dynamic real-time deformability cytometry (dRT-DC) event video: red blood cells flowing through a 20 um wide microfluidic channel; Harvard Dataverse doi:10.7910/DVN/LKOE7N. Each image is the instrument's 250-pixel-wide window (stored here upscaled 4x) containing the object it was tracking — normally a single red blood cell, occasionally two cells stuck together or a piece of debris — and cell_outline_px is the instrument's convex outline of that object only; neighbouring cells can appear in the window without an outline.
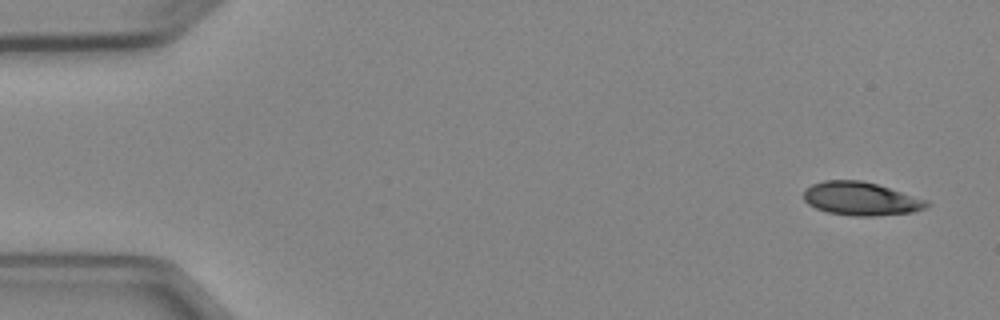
{"species": "Egyptian fruit bat (a non-hibernating species)", "species_latin": "Rousettus aegyptiacus", "temperature_condition": "cold", "stored_images_in_passage": 5, "camera_frame_rate_fps": 3000, "um_per_image_px": 0.085, "animal": {"sex": "female"}, "frame": {"image": 1, "passage_image": 1, "time_ms": 0.0, "image_size_px": [1000, 320], "cell_outline_px": [[932, 204], [924, 208], [912, 212], [872, 216], [852, 216], [828, 212], [816, 208], [808, 204], [804, 200], [804, 188], [812, 184], [824, 180], [860, 180], [876, 184], [928, 200]], "centroid_in_image_um": [73.16, 16.89], "position_along_channel_um": 11.8, "area_um2": 23.87}}
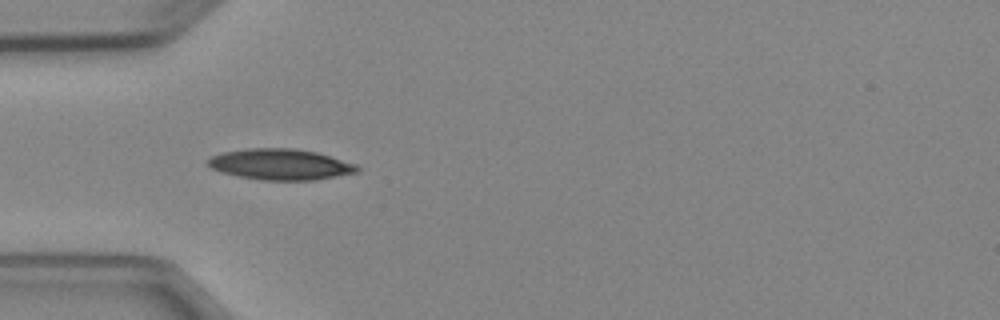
{"frame": {"image": 2, "passage_image": 4, "time_ms": 4.333, "image_size_px": [1000, 320], "cell_outline_px": [[360, 168], [356, 172], [316, 180], [264, 180], [240, 176], [220, 172], [212, 168], [208, 164], [208, 160], [212, 156], [224, 152], [248, 148], [296, 148], [316, 152], [356, 164]], "centroid_in_image_um": [23.84, 13.97], "position_along_channel_um": 61.2, "area_um2": 26.65}}
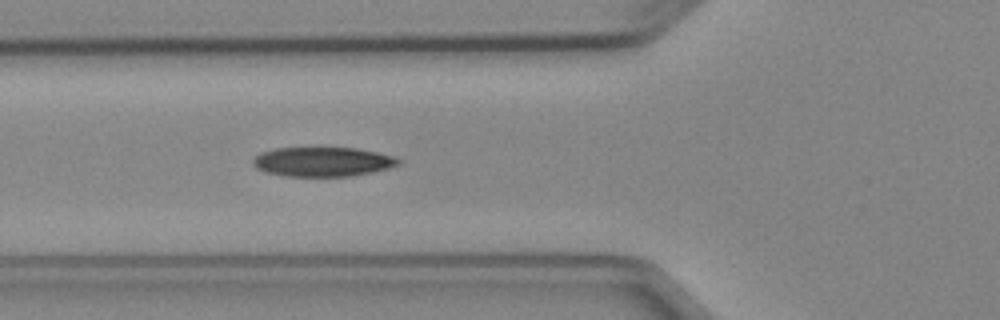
{"frame": {"image": 3, "passage_image": 5, "time_ms": 5.333, "image_size_px": [1000, 320], "cell_outline_px": [[400, 164], [388, 168], [372, 172], [352, 176], [284, 176], [264, 172], [256, 168], [252, 164], [252, 160], [260, 152], [276, 148], [356, 148], [396, 156], [400, 160]], "centroid_in_image_um": [27.41, 13.75], "position_along_channel_um": 98.4, "area_um2": 25.03}}